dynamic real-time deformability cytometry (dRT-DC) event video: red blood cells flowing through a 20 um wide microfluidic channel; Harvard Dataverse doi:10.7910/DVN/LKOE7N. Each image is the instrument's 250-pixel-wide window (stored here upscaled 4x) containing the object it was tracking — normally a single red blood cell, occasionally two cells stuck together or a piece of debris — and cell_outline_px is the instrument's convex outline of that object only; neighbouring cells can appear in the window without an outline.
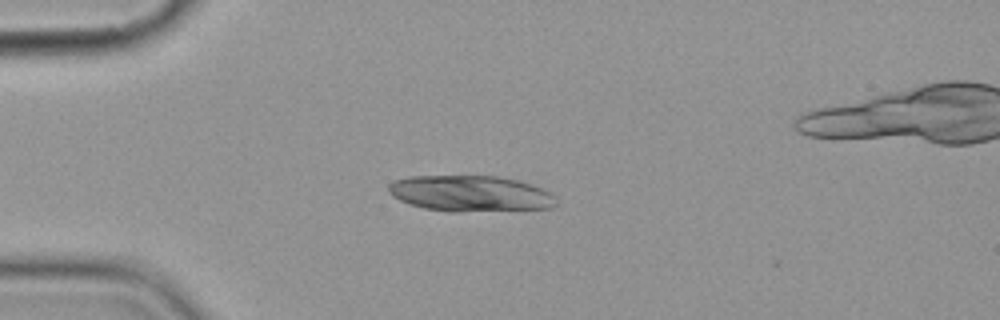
{"species": "common noctule bat (a hibernating species)", "species_latin": "Nyctalus noctula", "temperature_condition": "cold", "stored_images_in_passage": 6, "camera_frame_rate_fps": 3000, "um_per_image_px": 0.085, "animal": {"sex": "female", "body_mass_g": 19.9}, "frame": {"image": 1, "passage_image": 3, "time_ms": 2.333, "image_size_px": [1000, 320], "cell_outline_px": [[556, 204], [552, 208], [460, 212], [452, 212], [424, 208], [408, 204], [392, 196], [388, 192], [388, 184], [392, 180], [408, 176], [496, 176], [516, 180], [532, 184], [548, 192], [552, 196]], "centroid_in_image_um": [39.9, 16.45], "position_along_channel_um": 45.1, "area_um2": 35.2}}